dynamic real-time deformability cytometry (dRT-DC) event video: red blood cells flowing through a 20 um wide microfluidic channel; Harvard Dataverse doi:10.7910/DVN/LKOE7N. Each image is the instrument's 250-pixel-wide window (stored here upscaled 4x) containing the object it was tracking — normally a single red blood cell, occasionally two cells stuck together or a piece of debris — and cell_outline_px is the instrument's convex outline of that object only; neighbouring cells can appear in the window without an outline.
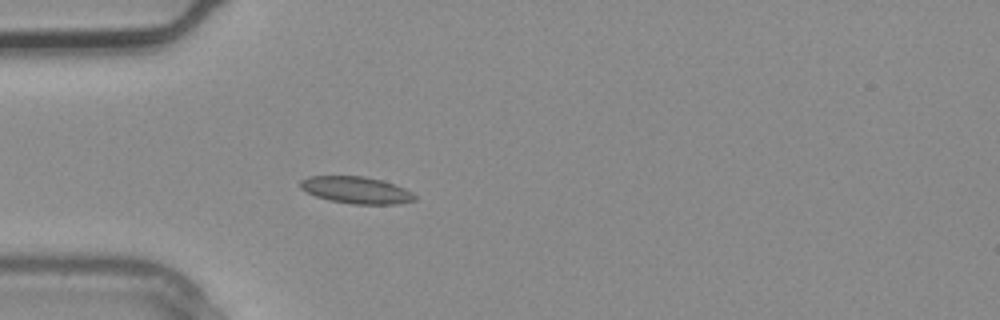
{"species": "common noctule bat (a hibernating species)", "species_latin": "Nyctalus noctula", "temperature_condition": "warm", "stored_images_in_passage": 1, "camera_frame_rate_fps": 3000, "um_per_image_px": 0.085, "animal": {"sex": "male", "body_mass_g": 20.4}, "frame": {"image": 1, "passage_image": 1, "time_ms": 0.0, "image_size_px": [1000, 320], "cell_outline_px": [[416, 200], [400, 204], [352, 204], [328, 200], [316, 196], [300, 188], [300, 180], [308, 176], [364, 176], [384, 180], [404, 188], [412, 192], [416, 196]], "centroid_in_image_um": [30.3, 16.15], "position_along_channel_um": 54.7, "area_um2": 18.09}}